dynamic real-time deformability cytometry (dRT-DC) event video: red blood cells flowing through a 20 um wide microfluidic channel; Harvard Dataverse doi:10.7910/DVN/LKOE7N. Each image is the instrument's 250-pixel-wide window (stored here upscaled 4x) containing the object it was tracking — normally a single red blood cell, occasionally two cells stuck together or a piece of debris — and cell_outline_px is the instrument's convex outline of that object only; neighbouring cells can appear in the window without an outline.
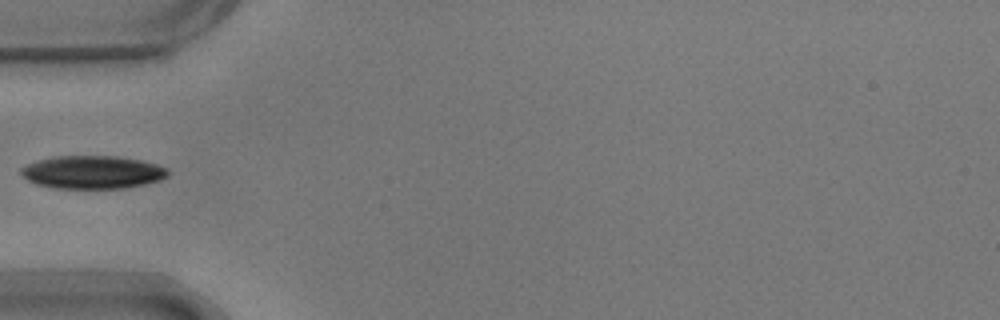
{"species": "common noctule bat (a hibernating species)", "species_latin": "Nyctalus noctula", "temperature_condition": "warm", "stored_images_in_passage": 34, "camera_frame_rate_fps": 3000, "um_per_image_px": 0.085, "animal": {"sex": "male", "body_mass_g": 17.9}, "frame": {"image": 1, "passage_image": 1, "time_ms": 0.0, "image_size_px": [1000, 320], "cell_outline_px": [[168, 176], [160, 180], [144, 184], [124, 188], [52, 188], [36, 184], [28, 180], [20, 172], [20, 168], [28, 164], [40, 160], [56, 156], [120, 156], [140, 160], [156, 164], [168, 168]], "centroid_in_image_um": [7.88, 14.63], "position_along_channel_um": 77.1, "area_um2": 28.21}}
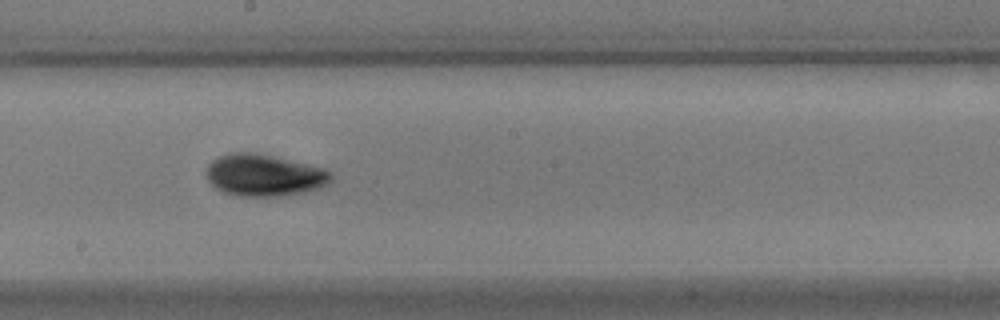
{"frame": {"image": 2, "passage_image": 13, "time_ms": 4.0, "image_size_px": [1000, 320], "cell_outline_px": [[332, 180], [328, 184], [320, 188], [300, 192], [276, 196], [240, 196], [224, 192], [216, 188], [208, 180], [208, 164], [212, 160], [228, 152], [256, 152], [324, 168], [332, 172]], "centroid_in_image_um": [22.46, 14.88], "position_along_channel_um": 225.7, "area_um2": 30.23}}
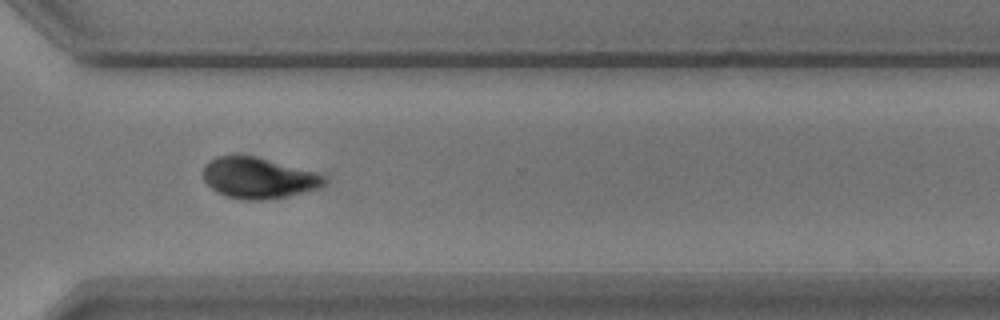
{"frame": {"image": 3, "passage_image": 23, "time_ms": 7.333, "image_size_px": [1000, 320], "cell_outline_px": [[328, 184], [320, 188], [288, 196], [260, 200], [248, 200], [224, 196], [212, 188], [204, 180], [204, 164], [208, 160], [216, 156], [256, 156], [316, 172], [328, 176]], "centroid_in_image_um": [22.02, 15.13], "position_along_channel_um": 348.6, "area_um2": 29.07}}